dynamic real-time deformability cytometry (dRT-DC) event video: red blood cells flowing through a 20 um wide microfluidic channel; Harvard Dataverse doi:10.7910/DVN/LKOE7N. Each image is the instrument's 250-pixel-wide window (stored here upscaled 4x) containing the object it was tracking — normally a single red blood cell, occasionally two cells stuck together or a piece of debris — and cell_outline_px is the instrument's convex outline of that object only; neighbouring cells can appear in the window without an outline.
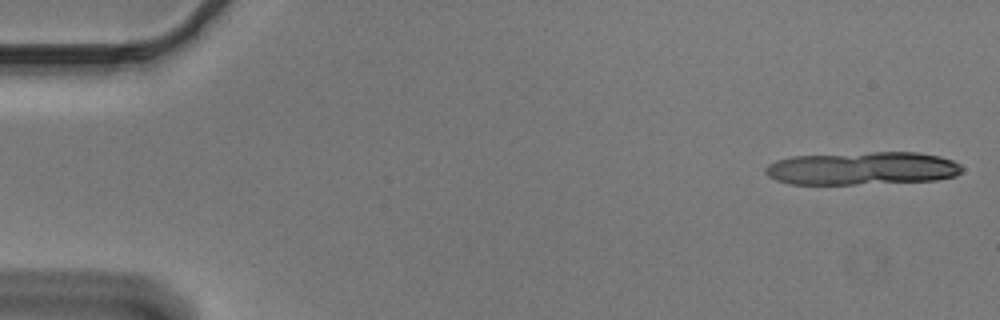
{"species": "Egyptian fruit bat (a non-hibernating species)", "species_latin": "Rousettus aegyptiacus", "temperature_condition": "cold", "stored_images_in_passage": 10, "camera_frame_rate_fps": 3000, "um_per_image_px": 0.085, "animal": {"sex": "male"}, "frame": {"image": 1, "passage_image": 1, "time_ms": 0.0, "image_size_px": [1000, 320], "cell_outline_px": [[964, 168], [956, 176], [936, 180], [856, 184], [788, 184], [776, 180], [768, 176], [764, 172], [764, 168], [768, 164], [776, 160], [792, 156], [872, 152], [916, 152], [940, 156], [952, 160], [960, 164]], "centroid_in_image_um": [73.27, 14.31], "position_along_channel_um": 11.7, "area_um2": 38.03}}